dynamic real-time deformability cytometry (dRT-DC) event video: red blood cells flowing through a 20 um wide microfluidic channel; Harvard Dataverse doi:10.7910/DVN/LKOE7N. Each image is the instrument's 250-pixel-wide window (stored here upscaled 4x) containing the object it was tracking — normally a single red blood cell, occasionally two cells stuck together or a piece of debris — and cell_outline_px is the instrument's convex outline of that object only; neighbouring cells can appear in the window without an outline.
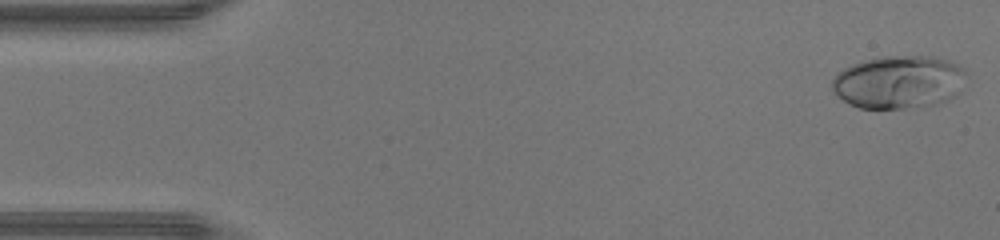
{"species": "human", "species_latin": "Homo sapiens", "temperature_condition": "warm", "stored_images_in_passage": 45, "camera_frame_rate_fps": 3000, "um_per_image_px": 0.085, "donor": {"sex": "male"}, "frame": {"image": 1, "passage_image": 1, "time_ms": 0.0, "image_size_px": [1000, 240], "cell_outline_px": [[968, 72], [960, 92], [956, 96], [948, 100], [936, 104], [904, 108], [860, 108], [844, 100], [832, 88], [832, 80], [844, 68], [852, 64], [864, 60], [884, 56], [932, 56], [948, 60], [964, 68]], "centroid_in_image_um": [76.47, 6.96], "position_along_channel_um": 8.5, "area_um2": 41.44}}
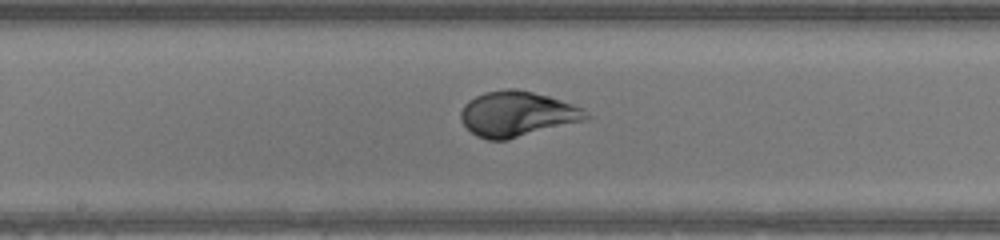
{"frame": {"image": 2, "passage_image": 23, "time_ms": 7.333, "image_size_px": [1000, 240], "cell_outline_px": [[592, 116], [584, 120], [508, 140], [488, 140], [476, 136], [460, 120], [460, 112], [464, 104], [468, 100], [484, 92], [504, 88], [516, 88], [548, 96], [584, 108]], "centroid_in_image_um": [43.94, 9.68], "position_along_channel_um": 204.3, "area_um2": 33.12}}
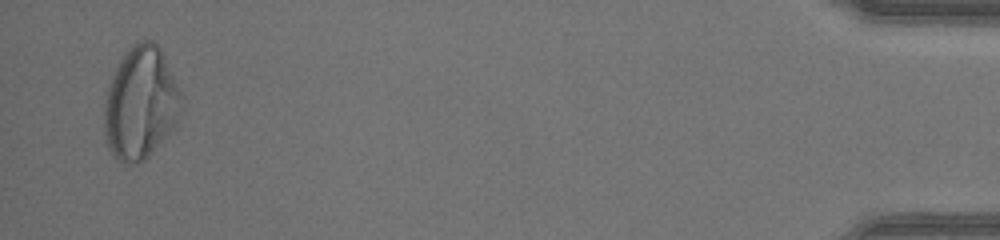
{"frame": {"image": 3, "passage_image": 44, "time_ms": 14.333, "image_size_px": [1000, 240], "cell_outline_px": [[184, 96], [176, 128], [144, 160], [136, 164], [124, 164], [116, 160], [108, 152], [104, 132], [104, 100], [108, 84], [116, 64], [124, 52], [136, 40], [152, 40], [160, 48]], "centroid_in_image_um": [11.94, 8.78], "position_along_channel_um": 423.3, "area_um2": 51.9}, "authors_computed_cell_mechanics": {"area_um2": 35.8938, "velocity_mm_per_s": 4.4784, "shape_relaxation_time_tau1_ms": 2.5742, "shape_relaxation_time_tau2_ms": null, "deformation_change_tau1": 0.1802, "deformation_change_tau2": null}}